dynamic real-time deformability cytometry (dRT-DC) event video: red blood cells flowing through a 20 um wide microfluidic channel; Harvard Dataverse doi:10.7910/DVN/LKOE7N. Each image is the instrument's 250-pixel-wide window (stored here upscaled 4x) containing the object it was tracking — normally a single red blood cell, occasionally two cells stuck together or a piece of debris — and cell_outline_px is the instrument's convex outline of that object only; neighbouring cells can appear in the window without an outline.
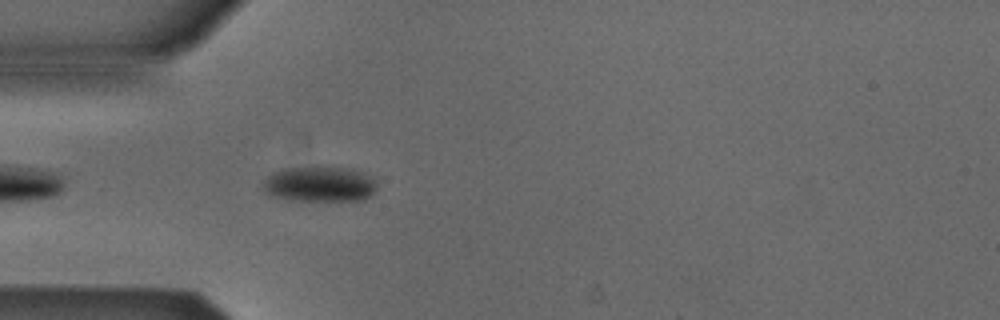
{"species": "Egyptian fruit bat (a non-hibernating species)", "species_latin": "Rousettus aegyptiacus", "temperature_condition": "cold", "stored_images_in_passage": 40, "camera_frame_rate_fps": 3000, "um_per_image_px": 0.085, "animal": {"sex": "male"}, "frame": {"image": 1, "passage_image": 3, "time_ms": 0.667, "image_size_px": [1000, 320], "cell_outline_px": [[376, 188], [364, 200], [288, 200], [272, 196], [264, 192], [264, 180], [272, 172], [280, 168], [320, 164], [352, 168], [364, 172], [376, 184]], "centroid_in_image_um": [27.12, 15.59], "position_along_channel_um": 57.9, "area_um2": 24.22}}
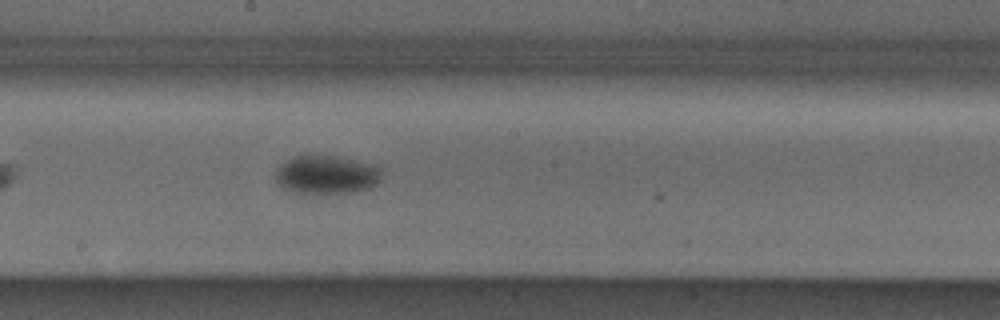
{"frame": {"image": 2, "passage_image": 16, "time_ms": 5.0, "image_size_px": [1000, 320], "cell_outline_px": [[380, 180], [376, 184], [368, 188], [352, 192], [296, 192], [284, 188], [276, 180], [276, 172], [292, 156], [332, 156], [372, 164], [380, 168]], "centroid_in_image_um": [27.77, 14.85], "position_along_channel_um": 220.4, "area_um2": 22.89}}
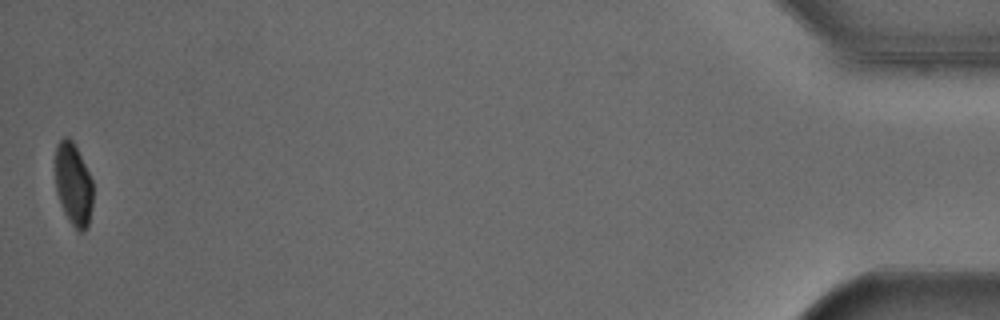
{"frame": {"image": 3, "passage_image": 40, "time_ms": 13.0, "image_size_px": [1000, 320], "cell_outline_px": [[92, 208], [88, 228], [84, 232], [80, 232], [68, 220], [60, 204], [56, 192], [56, 144], [64, 136], [68, 136], [72, 140], [92, 180]], "centroid_in_image_um": [6.23, 15.7], "position_along_channel_um": 429.0, "area_um2": 18.09}, "authors_computed_cell_mechanics": {"area_um2": 23.5824, "velocity_mm_per_s": 3.8461, "shape_relaxation_time_tau1_ms": 8.3393, "shape_relaxation_time_tau2_ms": null, "deformation_change_tau1": 0.1155, "deformation_change_tau2": null}}